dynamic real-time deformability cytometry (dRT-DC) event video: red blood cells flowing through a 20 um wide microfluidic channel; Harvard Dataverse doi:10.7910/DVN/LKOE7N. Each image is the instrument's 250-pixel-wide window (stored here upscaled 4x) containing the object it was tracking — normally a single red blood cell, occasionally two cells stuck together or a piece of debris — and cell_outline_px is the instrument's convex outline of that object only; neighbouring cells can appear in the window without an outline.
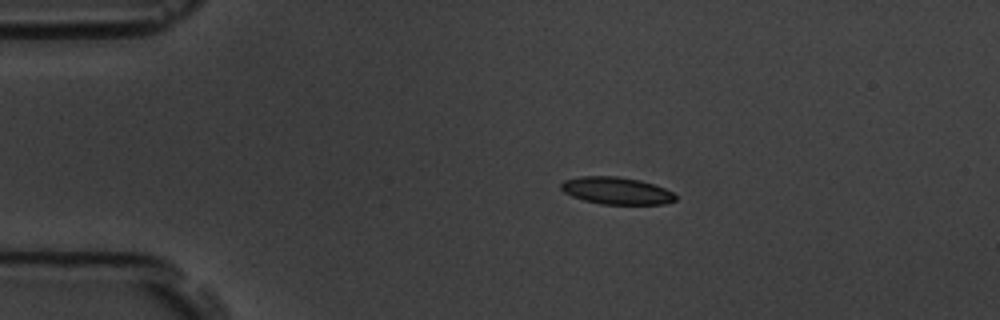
{"species": "common noctule bat (a hibernating species)", "species_latin": "Nyctalus noctula", "temperature_condition": "room temperature", "stored_images_in_passage": 46, "camera_frame_rate_fps": 3000, "um_per_image_px": 0.085, "animal": {"sex": "male", "body_mass_g": 19.5, "forearm_length_mm": 54.6}, "frame": {"image": 1, "passage_image": 1, "time_ms": 0.0, "image_size_px": [1000, 320], "cell_outline_px": [[676, 200], [664, 204], [600, 204], [584, 200], [572, 196], [564, 192], [560, 188], [560, 184], [564, 180], [580, 176], [616, 176], [640, 180], [664, 188], [672, 192], [676, 196]], "centroid_in_image_um": [52.37, 16.21], "position_along_channel_um": 32.6, "area_um2": 18.09}}
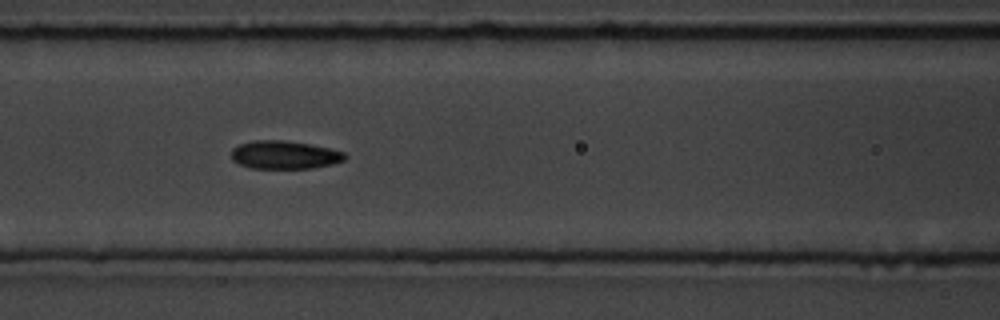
{"frame": {"image": 2, "passage_image": 14, "time_ms": 4.333, "image_size_px": [1000, 320], "cell_outline_px": [[348, 156], [344, 160], [332, 164], [312, 168], [252, 168], [240, 164], [232, 160], [232, 148], [240, 144], [252, 140], [284, 140], [308, 144], [328, 148], [344, 152]], "centroid_in_image_um": [24.18, 13.16], "position_along_channel_um": 142.4, "area_um2": 18.55}}
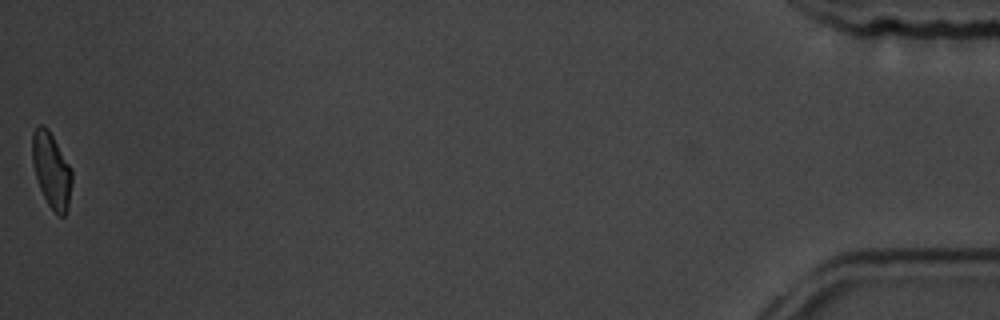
{"frame": {"image": 3, "passage_image": 46, "time_ms": 15.0, "image_size_px": [1000, 320], "cell_outline_px": [[72, 180], [68, 208], [64, 216], [60, 216], [48, 204], [36, 180], [32, 160], [32, 132], [40, 124], [44, 124], [48, 128], [72, 168]], "centroid_in_image_um": [4.37, 14.43], "position_along_channel_um": 430.8, "area_um2": 17.46}, "authors_computed_cell_mechanics": {"area_um2": 18.2359, "velocity_mm_per_s": 3.6343, "shape_relaxation_time_tau1_ms": 2.8137, "shape_relaxation_time_tau2_ms": 2.4061, "deformation_change_tau1": 0.1092, "deformation_change_tau2": 0.0843}}